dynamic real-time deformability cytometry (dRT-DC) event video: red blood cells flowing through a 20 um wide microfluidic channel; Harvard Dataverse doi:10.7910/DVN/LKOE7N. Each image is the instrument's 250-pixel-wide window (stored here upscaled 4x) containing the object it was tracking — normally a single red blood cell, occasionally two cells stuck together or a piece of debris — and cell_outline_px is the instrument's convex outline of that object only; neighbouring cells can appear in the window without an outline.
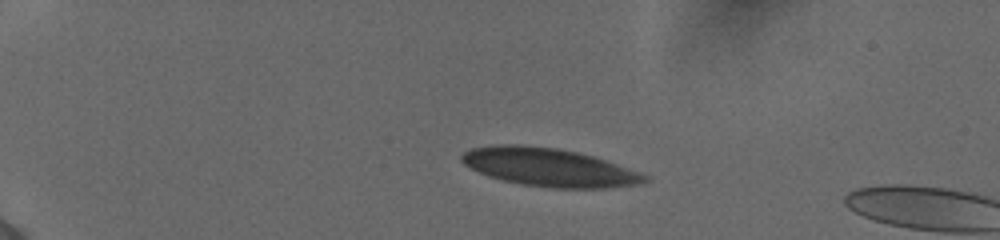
{"species": "human", "species_latin": "Homo sapiens", "temperature_condition": "cold", "stored_images_in_passage": 4, "camera_frame_rate_fps": 3000, "um_per_image_px": 0.085, "donor": {"sex": "female"}, "frame": {"image": 1, "passage_image": 1, "time_ms": 0.0, "image_size_px": [1000, 240], "cell_outline_px": [[652, 180], [640, 184], [604, 188], [552, 188], [524, 184], [504, 180], [488, 176], [464, 164], [460, 160], [460, 156], [464, 152], [472, 148], [496, 144], [520, 144], [556, 148], [576, 152], [592, 156], [652, 176]], "centroid_in_image_um": [46.7, 14.22], "position_along_channel_um": 38.3, "area_um2": 40.63}}